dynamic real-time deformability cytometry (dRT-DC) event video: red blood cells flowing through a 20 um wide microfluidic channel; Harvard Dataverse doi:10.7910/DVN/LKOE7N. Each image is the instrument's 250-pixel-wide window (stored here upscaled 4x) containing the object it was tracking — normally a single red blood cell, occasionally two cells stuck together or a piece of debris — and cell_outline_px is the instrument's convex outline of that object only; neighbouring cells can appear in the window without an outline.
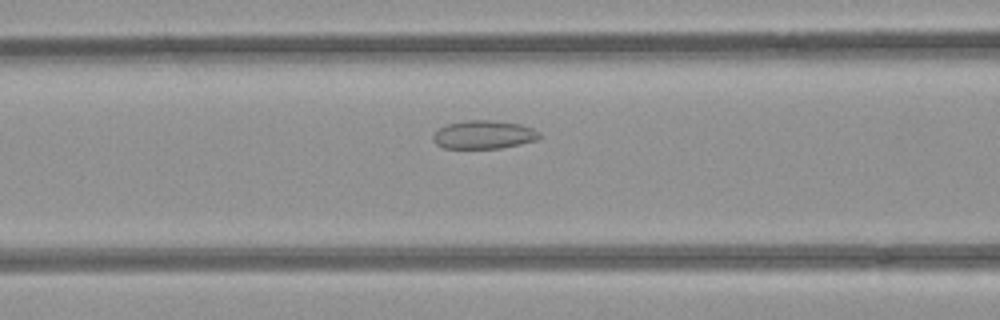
{"species": "common noctule bat (a hibernating species)", "species_latin": "Nyctalus noctula", "temperature_condition": "room temperature", "stored_images_in_passage": 46, "camera_frame_rate_fps": 3000, "um_per_image_px": 0.085, "animal": {"sex": "female", "body_mass_g": 21.9}, "frame": {"image": 1, "passage_image": 13, "time_ms": 4.0, "image_size_px": [1000, 320], "cell_outline_px": [[540, 136], [536, 140], [520, 144], [500, 148], [444, 148], [436, 144], [432, 140], [432, 136], [444, 124], [468, 120], [492, 120], [520, 124], [532, 128], [540, 132]], "centroid_in_image_um": [41.1, 11.44], "position_along_channel_um": 125.5, "area_um2": 17.57}}
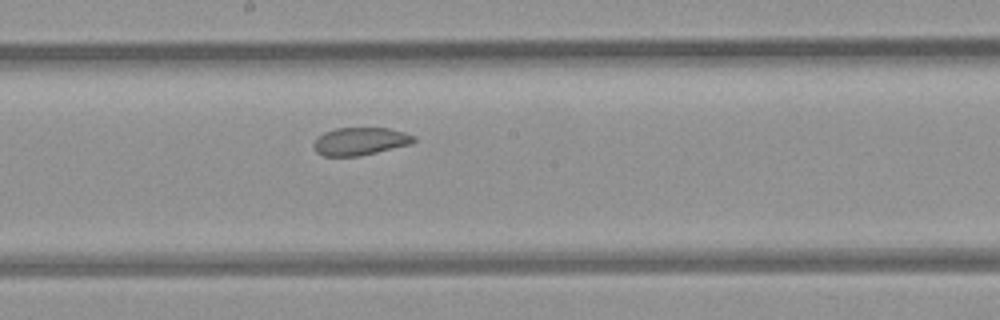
{"frame": {"image": 2, "passage_image": 20, "time_ms": 6.333, "image_size_px": [1000, 320], "cell_outline_px": [[416, 140], [412, 144], [360, 156], [324, 156], [316, 152], [312, 144], [324, 132], [336, 128], [388, 128], [404, 132], [416, 136]], "centroid_in_image_um": [30.64, 12.01], "position_along_channel_um": 217.6, "area_um2": 16.24}}
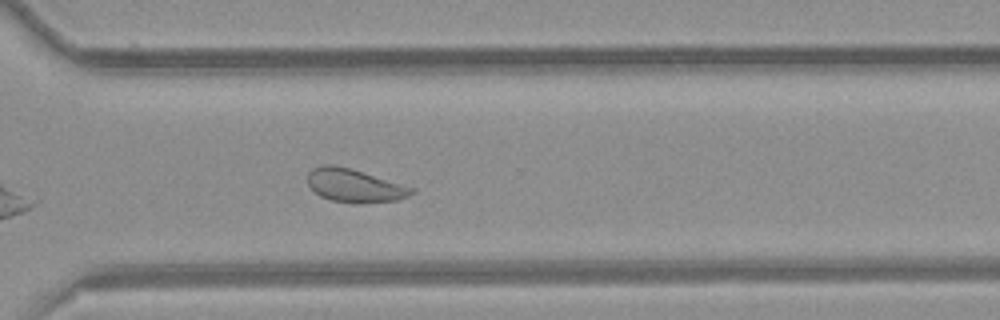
{"frame": {"image": 3, "passage_image": 30, "time_ms": 9.667, "image_size_px": [1000, 320], "cell_outline_px": [[416, 192], [408, 196], [396, 200], [332, 200], [320, 196], [308, 184], [308, 172], [312, 168], [324, 164], [332, 164], [352, 168], [416, 188]], "centroid_in_image_um": [30.13, 15.7], "position_along_channel_um": 340.5, "area_um2": 19.42}}